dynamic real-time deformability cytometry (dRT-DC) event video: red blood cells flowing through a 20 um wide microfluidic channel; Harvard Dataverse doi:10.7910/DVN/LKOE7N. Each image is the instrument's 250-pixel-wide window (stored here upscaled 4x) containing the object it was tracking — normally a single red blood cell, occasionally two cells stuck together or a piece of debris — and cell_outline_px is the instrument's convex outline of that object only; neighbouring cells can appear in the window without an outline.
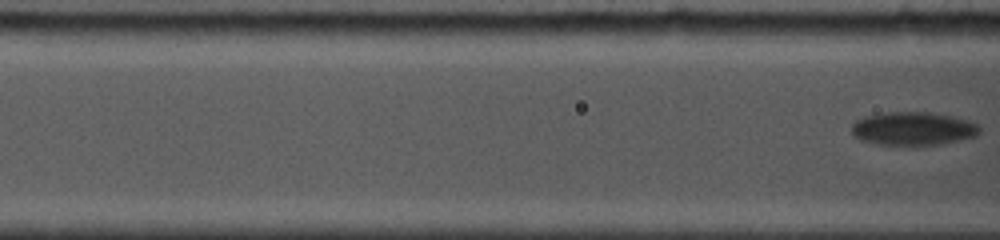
{"species": "common noctule bat (a hibernating species)", "species_latin": "Nyctalus noctula", "temperature_condition": "cold", "stored_images_in_passage": 10, "segment_of_instrument_passage": [2, 2], "camera_frame_rate_fps": 5000, "um_per_image_px": 0.085, "animal": {"sex": "female", "body_mass_g": 19.0, "forearm_length_mm": 53.3}, "frame": {"image": 1, "passage_image": 10, "time_ms": 8.2, "image_size_px": [1000, 240], "cell_outline_px": [[980, 132], [976, 136], [960, 140], [940, 144], [880, 144], [860, 140], [852, 132], [852, 124], [856, 120], [868, 116], [888, 112], [928, 112], [952, 116], [976, 124], [980, 128]], "centroid_in_image_um": [77.62, 10.93], "position_along_channel_um": 89.0, "area_um2": 24.33}}